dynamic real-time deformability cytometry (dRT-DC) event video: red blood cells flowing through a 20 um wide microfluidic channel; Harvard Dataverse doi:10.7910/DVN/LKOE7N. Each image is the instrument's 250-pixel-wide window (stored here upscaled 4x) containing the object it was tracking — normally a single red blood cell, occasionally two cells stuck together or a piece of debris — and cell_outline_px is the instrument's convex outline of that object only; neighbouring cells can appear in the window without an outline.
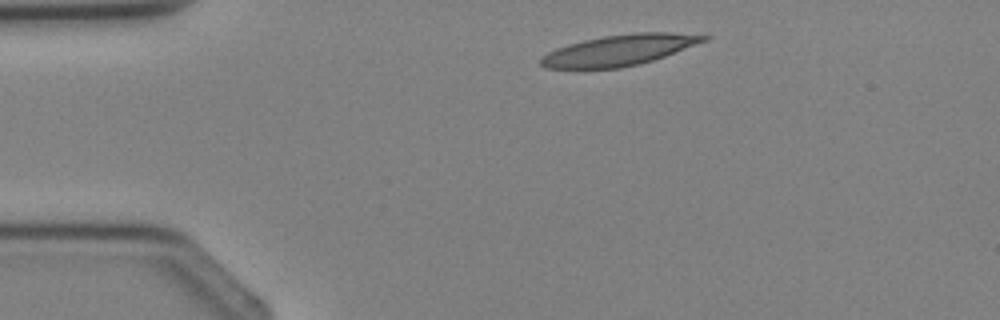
{"species": "Egyptian fruit bat (a non-hibernating species)", "species_latin": "Rousettus aegyptiacus", "temperature_condition": "cold", "stored_images_in_passage": 2, "camera_frame_rate_fps": 3000, "um_per_image_px": 0.085, "animal": {"sex": "female"}, "frame": {"image": 1, "passage_image": 1, "time_ms": 0.0, "image_size_px": [1000, 320], "cell_outline_px": [[712, 36], [708, 40], [664, 56], [640, 64], [620, 68], [548, 68], [540, 64], [540, 60], [548, 52], [556, 48], [568, 44], [584, 40], [604, 36], [636, 32], [672, 32]], "centroid_in_image_um": [52.67, 4.25], "position_along_channel_um": 32.3, "area_um2": 29.02}}